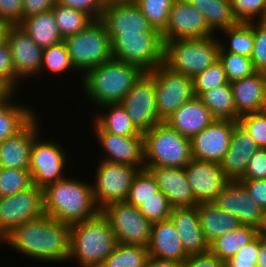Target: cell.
I'll return each instance as SVG.
<instances>
[{
	"label": "cell",
	"instance_id": "obj_1",
	"mask_svg": "<svg viewBox=\"0 0 266 267\" xmlns=\"http://www.w3.org/2000/svg\"><path fill=\"white\" fill-rule=\"evenodd\" d=\"M71 226L47 214L21 224L2 240L11 250L46 263H68Z\"/></svg>",
	"mask_w": 266,
	"mask_h": 267
},
{
	"label": "cell",
	"instance_id": "obj_2",
	"mask_svg": "<svg viewBox=\"0 0 266 267\" xmlns=\"http://www.w3.org/2000/svg\"><path fill=\"white\" fill-rule=\"evenodd\" d=\"M71 177L67 175L43 189L45 214L70 226L101 211L94 200L92 182Z\"/></svg>",
	"mask_w": 266,
	"mask_h": 267
},
{
	"label": "cell",
	"instance_id": "obj_3",
	"mask_svg": "<svg viewBox=\"0 0 266 267\" xmlns=\"http://www.w3.org/2000/svg\"><path fill=\"white\" fill-rule=\"evenodd\" d=\"M144 71L137 65L111 59L78 78L83 96L96 107L120 103Z\"/></svg>",
	"mask_w": 266,
	"mask_h": 267
},
{
	"label": "cell",
	"instance_id": "obj_4",
	"mask_svg": "<svg viewBox=\"0 0 266 267\" xmlns=\"http://www.w3.org/2000/svg\"><path fill=\"white\" fill-rule=\"evenodd\" d=\"M118 244L110 223L101 214L71 225L69 264L100 267ZM74 260V261H73Z\"/></svg>",
	"mask_w": 266,
	"mask_h": 267
},
{
	"label": "cell",
	"instance_id": "obj_5",
	"mask_svg": "<svg viewBox=\"0 0 266 267\" xmlns=\"http://www.w3.org/2000/svg\"><path fill=\"white\" fill-rule=\"evenodd\" d=\"M144 168H185L192 160L190 139L165 122L143 133Z\"/></svg>",
	"mask_w": 266,
	"mask_h": 267
},
{
	"label": "cell",
	"instance_id": "obj_6",
	"mask_svg": "<svg viewBox=\"0 0 266 267\" xmlns=\"http://www.w3.org/2000/svg\"><path fill=\"white\" fill-rule=\"evenodd\" d=\"M218 35L204 39L165 42L164 64L172 71L194 78L219 59Z\"/></svg>",
	"mask_w": 266,
	"mask_h": 267
},
{
	"label": "cell",
	"instance_id": "obj_7",
	"mask_svg": "<svg viewBox=\"0 0 266 267\" xmlns=\"http://www.w3.org/2000/svg\"><path fill=\"white\" fill-rule=\"evenodd\" d=\"M64 42L79 75L113 58L111 39L100 19L94 20L83 31L66 37Z\"/></svg>",
	"mask_w": 266,
	"mask_h": 267
},
{
	"label": "cell",
	"instance_id": "obj_8",
	"mask_svg": "<svg viewBox=\"0 0 266 267\" xmlns=\"http://www.w3.org/2000/svg\"><path fill=\"white\" fill-rule=\"evenodd\" d=\"M111 44L113 59L137 65L144 72L164 63L165 43L161 32L116 35Z\"/></svg>",
	"mask_w": 266,
	"mask_h": 267
},
{
	"label": "cell",
	"instance_id": "obj_9",
	"mask_svg": "<svg viewBox=\"0 0 266 267\" xmlns=\"http://www.w3.org/2000/svg\"><path fill=\"white\" fill-rule=\"evenodd\" d=\"M39 133L33 140L30 152V171L33 185L44 189L49 184L56 183L68 174L64 169L67 166L68 153L60 142L51 138H41ZM44 139V140H42ZM48 139V140H47ZM66 174V175H65Z\"/></svg>",
	"mask_w": 266,
	"mask_h": 267
},
{
	"label": "cell",
	"instance_id": "obj_10",
	"mask_svg": "<svg viewBox=\"0 0 266 267\" xmlns=\"http://www.w3.org/2000/svg\"><path fill=\"white\" fill-rule=\"evenodd\" d=\"M148 73L154 78L157 114L163 122L195 96L192 78L164 63Z\"/></svg>",
	"mask_w": 266,
	"mask_h": 267
},
{
	"label": "cell",
	"instance_id": "obj_11",
	"mask_svg": "<svg viewBox=\"0 0 266 267\" xmlns=\"http://www.w3.org/2000/svg\"><path fill=\"white\" fill-rule=\"evenodd\" d=\"M97 163L92 182L97 207L101 210L108 204L125 201L133 179L140 169L104 160H99Z\"/></svg>",
	"mask_w": 266,
	"mask_h": 267
},
{
	"label": "cell",
	"instance_id": "obj_12",
	"mask_svg": "<svg viewBox=\"0 0 266 267\" xmlns=\"http://www.w3.org/2000/svg\"><path fill=\"white\" fill-rule=\"evenodd\" d=\"M100 212L110 223L118 243L148 246L152 223L138 207L121 201L106 205Z\"/></svg>",
	"mask_w": 266,
	"mask_h": 267
},
{
	"label": "cell",
	"instance_id": "obj_13",
	"mask_svg": "<svg viewBox=\"0 0 266 267\" xmlns=\"http://www.w3.org/2000/svg\"><path fill=\"white\" fill-rule=\"evenodd\" d=\"M43 189L35 185L0 198V244L14 229L44 214Z\"/></svg>",
	"mask_w": 266,
	"mask_h": 267
},
{
	"label": "cell",
	"instance_id": "obj_14",
	"mask_svg": "<svg viewBox=\"0 0 266 267\" xmlns=\"http://www.w3.org/2000/svg\"><path fill=\"white\" fill-rule=\"evenodd\" d=\"M120 104L141 133L163 122L157 114L154 78L148 72L141 75Z\"/></svg>",
	"mask_w": 266,
	"mask_h": 267
},
{
	"label": "cell",
	"instance_id": "obj_15",
	"mask_svg": "<svg viewBox=\"0 0 266 267\" xmlns=\"http://www.w3.org/2000/svg\"><path fill=\"white\" fill-rule=\"evenodd\" d=\"M215 35L204 15L193 8L187 0H175L169 11L165 30L162 32L164 43L173 40L204 39Z\"/></svg>",
	"mask_w": 266,
	"mask_h": 267
},
{
	"label": "cell",
	"instance_id": "obj_16",
	"mask_svg": "<svg viewBox=\"0 0 266 267\" xmlns=\"http://www.w3.org/2000/svg\"><path fill=\"white\" fill-rule=\"evenodd\" d=\"M100 20L105 25L111 40L116 35L160 32L149 24L134 0L108 1Z\"/></svg>",
	"mask_w": 266,
	"mask_h": 267
},
{
	"label": "cell",
	"instance_id": "obj_17",
	"mask_svg": "<svg viewBox=\"0 0 266 267\" xmlns=\"http://www.w3.org/2000/svg\"><path fill=\"white\" fill-rule=\"evenodd\" d=\"M94 136L102 150L100 159L111 163L127 164L144 169V139L143 136H120L102 131L92 122Z\"/></svg>",
	"mask_w": 266,
	"mask_h": 267
},
{
	"label": "cell",
	"instance_id": "obj_18",
	"mask_svg": "<svg viewBox=\"0 0 266 267\" xmlns=\"http://www.w3.org/2000/svg\"><path fill=\"white\" fill-rule=\"evenodd\" d=\"M7 44L12 55L14 72L16 74L17 91L21 80L36 76L39 78L42 64V48L18 25L11 26ZM20 83V84H19Z\"/></svg>",
	"mask_w": 266,
	"mask_h": 267
},
{
	"label": "cell",
	"instance_id": "obj_19",
	"mask_svg": "<svg viewBox=\"0 0 266 267\" xmlns=\"http://www.w3.org/2000/svg\"><path fill=\"white\" fill-rule=\"evenodd\" d=\"M212 202L236 217L241 225L261 229L264 210L251 198L240 181H230Z\"/></svg>",
	"mask_w": 266,
	"mask_h": 267
},
{
	"label": "cell",
	"instance_id": "obj_20",
	"mask_svg": "<svg viewBox=\"0 0 266 267\" xmlns=\"http://www.w3.org/2000/svg\"><path fill=\"white\" fill-rule=\"evenodd\" d=\"M237 121L216 119L191 139L192 158L202 161L221 163Z\"/></svg>",
	"mask_w": 266,
	"mask_h": 267
},
{
	"label": "cell",
	"instance_id": "obj_21",
	"mask_svg": "<svg viewBox=\"0 0 266 267\" xmlns=\"http://www.w3.org/2000/svg\"><path fill=\"white\" fill-rule=\"evenodd\" d=\"M185 176L198 203L212 202L230 182L220 163L194 158L185 167Z\"/></svg>",
	"mask_w": 266,
	"mask_h": 267
},
{
	"label": "cell",
	"instance_id": "obj_22",
	"mask_svg": "<svg viewBox=\"0 0 266 267\" xmlns=\"http://www.w3.org/2000/svg\"><path fill=\"white\" fill-rule=\"evenodd\" d=\"M38 114L14 136L0 142V167L28 170L33 140L41 133L44 124Z\"/></svg>",
	"mask_w": 266,
	"mask_h": 267
},
{
	"label": "cell",
	"instance_id": "obj_23",
	"mask_svg": "<svg viewBox=\"0 0 266 267\" xmlns=\"http://www.w3.org/2000/svg\"><path fill=\"white\" fill-rule=\"evenodd\" d=\"M236 108V121L248 113L266 109V73L252 75L230 82Z\"/></svg>",
	"mask_w": 266,
	"mask_h": 267
},
{
	"label": "cell",
	"instance_id": "obj_24",
	"mask_svg": "<svg viewBox=\"0 0 266 267\" xmlns=\"http://www.w3.org/2000/svg\"><path fill=\"white\" fill-rule=\"evenodd\" d=\"M154 176L160 191L172 208L195 207L196 201L185 176V168H145Z\"/></svg>",
	"mask_w": 266,
	"mask_h": 267
},
{
	"label": "cell",
	"instance_id": "obj_25",
	"mask_svg": "<svg viewBox=\"0 0 266 267\" xmlns=\"http://www.w3.org/2000/svg\"><path fill=\"white\" fill-rule=\"evenodd\" d=\"M259 149L254 139L237 122L234 126L229 149L222 160L221 168L230 181H240L251 156Z\"/></svg>",
	"mask_w": 266,
	"mask_h": 267
},
{
	"label": "cell",
	"instance_id": "obj_26",
	"mask_svg": "<svg viewBox=\"0 0 266 267\" xmlns=\"http://www.w3.org/2000/svg\"><path fill=\"white\" fill-rule=\"evenodd\" d=\"M169 219L173 222L188 256L209 251V244L200 226L196 206L172 208Z\"/></svg>",
	"mask_w": 266,
	"mask_h": 267
},
{
	"label": "cell",
	"instance_id": "obj_27",
	"mask_svg": "<svg viewBox=\"0 0 266 267\" xmlns=\"http://www.w3.org/2000/svg\"><path fill=\"white\" fill-rule=\"evenodd\" d=\"M215 120L201 99L194 96L164 122L182 136L191 139Z\"/></svg>",
	"mask_w": 266,
	"mask_h": 267
},
{
	"label": "cell",
	"instance_id": "obj_28",
	"mask_svg": "<svg viewBox=\"0 0 266 267\" xmlns=\"http://www.w3.org/2000/svg\"><path fill=\"white\" fill-rule=\"evenodd\" d=\"M147 249L149 256L159 259L185 261L188 257L170 219L152 223Z\"/></svg>",
	"mask_w": 266,
	"mask_h": 267
},
{
	"label": "cell",
	"instance_id": "obj_29",
	"mask_svg": "<svg viewBox=\"0 0 266 267\" xmlns=\"http://www.w3.org/2000/svg\"><path fill=\"white\" fill-rule=\"evenodd\" d=\"M196 207L200 226L208 244L241 226L236 217L219 209L213 202L198 203Z\"/></svg>",
	"mask_w": 266,
	"mask_h": 267
},
{
	"label": "cell",
	"instance_id": "obj_30",
	"mask_svg": "<svg viewBox=\"0 0 266 267\" xmlns=\"http://www.w3.org/2000/svg\"><path fill=\"white\" fill-rule=\"evenodd\" d=\"M98 108L92 119L102 131L120 136H143L120 103L104 104Z\"/></svg>",
	"mask_w": 266,
	"mask_h": 267
},
{
	"label": "cell",
	"instance_id": "obj_31",
	"mask_svg": "<svg viewBox=\"0 0 266 267\" xmlns=\"http://www.w3.org/2000/svg\"><path fill=\"white\" fill-rule=\"evenodd\" d=\"M18 26L42 49L64 41L52 10L26 17Z\"/></svg>",
	"mask_w": 266,
	"mask_h": 267
},
{
	"label": "cell",
	"instance_id": "obj_32",
	"mask_svg": "<svg viewBox=\"0 0 266 267\" xmlns=\"http://www.w3.org/2000/svg\"><path fill=\"white\" fill-rule=\"evenodd\" d=\"M187 1L204 15L209 29L215 35H219L221 31L239 23L233 14L231 0Z\"/></svg>",
	"mask_w": 266,
	"mask_h": 267
},
{
	"label": "cell",
	"instance_id": "obj_33",
	"mask_svg": "<svg viewBox=\"0 0 266 267\" xmlns=\"http://www.w3.org/2000/svg\"><path fill=\"white\" fill-rule=\"evenodd\" d=\"M16 96L0 104V142L14 136L37 114L32 105L18 104Z\"/></svg>",
	"mask_w": 266,
	"mask_h": 267
},
{
	"label": "cell",
	"instance_id": "obj_34",
	"mask_svg": "<svg viewBox=\"0 0 266 267\" xmlns=\"http://www.w3.org/2000/svg\"><path fill=\"white\" fill-rule=\"evenodd\" d=\"M258 232L259 230L252 226L241 225L212 241L209 251L224 263L253 240Z\"/></svg>",
	"mask_w": 266,
	"mask_h": 267
},
{
	"label": "cell",
	"instance_id": "obj_35",
	"mask_svg": "<svg viewBox=\"0 0 266 267\" xmlns=\"http://www.w3.org/2000/svg\"><path fill=\"white\" fill-rule=\"evenodd\" d=\"M199 98L215 119L236 121V108L230 82L203 92Z\"/></svg>",
	"mask_w": 266,
	"mask_h": 267
},
{
	"label": "cell",
	"instance_id": "obj_36",
	"mask_svg": "<svg viewBox=\"0 0 266 267\" xmlns=\"http://www.w3.org/2000/svg\"><path fill=\"white\" fill-rule=\"evenodd\" d=\"M222 33H224L225 40L222 39ZM218 37L220 47L225 52L251 57L254 46L253 22H239L237 25L221 31Z\"/></svg>",
	"mask_w": 266,
	"mask_h": 267
},
{
	"label": "cell",
	"instance_id": "obj_37",
	"mask_svg": "<svg viewBox=\"0 0 266 267\" xmlns=\"http://www.w3.org/2000/svg\"><path fill=\"white\" fill-rule=\"evenodd\" d=\"M73 71L75 72L76 70L70 61L68 48L64 41L42 50V64L39 76L49 73V76L58 75L56 78H60V76L64 78L66 73L69 75L71 72L74 73Z\"/></svg>",
	"mask_w": 266,
	"mask_h": 267
},
{
	"label": "cell",
	"instance_id": "obj_38",
	"mask_svg": "<svg viewBox=\"0 0 266 267\" xmlns=\"http://www.w3.org/2000/svg\"><path fill=\"white\" fill-rule=\"evenodd\" d=\"M63 39L83 31L94 19L87 13L56 3L52 8Z\"/></svg>",
	"mask_w": 266,
	"mask_h": 267
},
{
	"label": "cell",
	"instance_id": "obj_39",
	"mask_svg": "<svg viewBox=\"0 0 266 267\" xmlns=\"http://www.w3.org/2000/svg\"><path fill=\"white\" fill-rule=\"evenodd\" d=\"M148 258L146 246L118 243L100 267H144Z\"/></svg>",
	"mask_w": 266,
	"mask_h": 267
},
{
	"label": "cell",
	"instance_id": "obj_40",
	"mask_svg": "<svg viewBox=\"0 0 266 267\" xmlns=\"http://www.w3.org/2000/svg\"><path fill=\"white\" fill-rule=\"evenodd\" d=\"M160 191L154 176L147 169H141L133 179L126 202L139 207L145 200L158 197Z\"/></svg>",
	"mask_w": 266,
	"mask_h": 267
},
{
	"label": "cell",
	"instance_id": "obj_41",
	"mask_svg": "<svg viewBox=\"0 0 266 267\" xmlns=\"http://www.w3.org/2000/svg\"><path fill=\"white\" fill-rule=\"evenodd\" d=\"M32 186L29 170L0 167V198L13 196Z\"/></svg>",
	"mask_w": 266,
	"mask_h": 267
},
{
	"label": "cell",
	"instance_id": "obj_42",
	"mask_svg": "<svg viewBox=\"0 0 266 267\" xmlns=\"http://www.w3.org/2000/svg\"><path fill=\"white\" fill-rule=\"evenodd\" d=\"M219 61L223 64L228 82L248 77L256 72L250 57L219 50Z\"/></svg>",
	"mask_w": 266,
	"mask_h": 267
},
{
	"label": "cell",
	"instance_id": "obj_43",
	"mask_svg": "<svg viewBox=\"0 0 266 267\" xmlns=\"http://www.w3.org/2000/svg\"><path fill=\"white\" fill-rule=\"evenodd\" d=\"M175 0H134L149 24L161 33L165 30L169 11Z\"/></svg>",
	"mask_w": 266,
	"mask_h": 267
},
{
	"label": "cell",
	"instance_id": "obj_44",
	"mask_svg": "<svg viewBox=\"0 0 266 267\" xmlns=\"http://www.w3.org/2000/svg\"><path fill=\"white\" fill-rule=\"evenodd\" d=\"M192 81L194 95L197 97L205 91L228 83L223 64L219 59L192 78Z\"/></svg>",
	"mask_w": 266,
	"mask_h": 267
},
{
	"label": "cell",
	"instance_id": "obj_45",
	"mask_svg": "<svg viewBox=\"0 0 266 267\" xmlns=\"http://www.w3.org/2000/svg\"><path fill=\"white\" fill-rule=\"evenodd\" d=\"M231 5L238 22L263 21L266 0H231Z\"/></svg>",
	"mask_w": 266,
	"mask_h": 267
},
{
	"label": "cell",
	"instance_id": "obj_46",
	"mask_svg": "<svg viewBox=\"0 0 266 267\" xmlns=\"http://www.w3.org/2000/svg\"><path fill=\"white\" fill-rule=\"evenodd\" d=\"M237 122L254 139L259 148L266 149V109L242 115Z\"/></svg>",
	"mask_w": 266,
	"mask_h": 267
},
{
	"label": "cell",
	"instance_id": "obj_47",
	"mask_svg": "<svg viewBox=\"0 0 266 267\" xmlns=\"http://www.w3.org/2000/svg\"><path fill=\"white\" fill-rule=\"evenodd\" d=\"M138 208L151 223L169 219L172 209L167 197L161 191L158 192V197L145 200Z\"/></svg>",
	"mask_w": 266,
	"mask_h": 267
},
{
	"label": "cell",
	"instance_id": "obj_48",
	"mask_svg": "<svg viewBox=\"0 0 266 267\" xmlns=\"http://www.w3.org/2000/svg\"><path fill=\"white\" fill-rule=\"evenodd\" d=\"M254 46L251 54L252 63L256 71L266 73V23L253 22Z\"/></svg>",
	"mask_w": 266,
	"mask_h": 267
},
{
	"label": "cell",
	"instance_id": "obj_49",
	"mask_svg": "<svg viewBox=\"0 0 266 267\" xmlns=\"http://www.w3.org/2000/svg\"><path fill=\"white\" fill-rule=\"evenodd\" d=\"M260 250V232L233 257L224 262L226 267H256Z\"/></svg>",
	"mask_w": 266,
	"mask_h": 267
},
{
	"label": "cell",
	"instance_id": "obj_50",
	"mask_svg": "<svg viewBox=\"0 0 266 267\" xmlns=\"http://www.w3.org/2000/svg\"><path fill=\"white\" fill-rule=\"evenodd\" d=\"M63 6L81 10L89 14L94 20L101 18L108 0H57Z\"/></svg>",
	"mask_w": 266,
	"mask_h": 267
},
{
	"label": "cell",
	"instance_id": "obj_51",
	"mask_svg": "<svg viewBox=\"0 0 266 267\" xmlns=\"http://www.w3.org/2000/svg\"><path fill=\"white\" fill-rule=\"evenodd\" d=\"M266 179V149L259 148L249 159L241 180Z\"/></svg>",
	"mask_w": 266,
	"mask_h": 267
},
{
	"label": "cell",
	"instance_id": "obj_52",
	"mask_svg": "<svg viewBox=\"0 0 266 267\" xmlns=\"http://www.w3.org/2000/svg\"><path fill=\"white\" fill-rule=\"evenodd\" d=\"M0 20L19 25L23 20V0H0Z\"/></svg>",
	"mask_w": 266,
	"mask_h": 267
},
{
	"label": "cell",
	"instance_id": "obj_53",
	"mask_svg": "<svg viewBox=\"0 0 266 267\" xmlns=\"http://www.w3.org/2000/svg\"><path fill=\"white\" fill-rule=\"evenodd\" d=\"M0 78L5 80L16 92V74L14 72L12 55L6 43L0 47Z\"/></svg>",
	"mask_w": 266,
	"mask_h": 267
},
{
	"label": "cell",
	"instance_id": "obj_54",
	"mask_svg": "<svg viewBox=\"0 0 266 267\" xmlns=\"http://www.w3.org/2000/svg\"><path fill=\"white\" fill-rule=\"evenodd\" d=\"M251 198L265 211L266 210V179L240 180Z\"/></svg>",
	"mask_w": 266,
	"mask_h": 267
},
{
	"label": "cell",
	"instance_id": "obj_55",
	"mask_svg": "<svg viewBox=\"0 0 266 267\" xmlns=\"http://www.w3.org/2000/svg\"><path fill=\"white\" fill-rule=\"evenodd\" d=\"M224 263L210 251L189 255L183 267H223Z\"/></svg>",
	"mask_w": 266,
	"mask_h": 267
},
{
	"label": "cell",
	"instance_id": "obj_56",
	"mask_svg": "<svg viewBox=\"0 0 266 267\" xmlns=\"http://www.w3.org/2000/svg\"><path fill=\"white\" fill-rule=\"evenodd\" d=\"M57 0H23V19L52 10Z\"/></svg>",
	"mask_w": 266,
	"mask_h": 267
},
{
	"label": "cell",
	"instance_id": "obj_57",
	"mask_svg": "<svg viewBox=\"0 0 266 267\" xmlns=\"http://www.w3.org/2000/svg\"><path fill=\"white\" fill-rule=\"evenodd\" d=\"M183 266H184V261H172L149 256L144 267H183Z\"/></svg>",
	"mask_w": 266,
	"mask_h": 267
},
{
	"label": "cell",
	"instance_id": "obj_58",
	"mask_svg": "<svg viewBox=\"0 0 266 267\" xmlns=\"http://www.w3.org/2000/svg\"><path fill=\"white\" fill-rule=\"evenodd\" d=\"M17 93L5 80L0 78V104L10 100Z\"/></svg>",
	"mask_w": 266,
	"mask_h": 267
},
{
	"label": "cell",
	"instance_id": "obj_59",
	"mask_svg": "<svg viewBox=\"0 0 266 267\" xmlns=\"http://www.w3.org/2000/svg\"><path fill=\"white\" fill-rule=\"evenodd\" d=\"M256 267H266V234L260 232V250Z\"/></svg>",
	"mask_w": 266,
	"mask_h": 267
},
{
	"label": "cell",
	"instance_id": "obj_60",
	"mask_svg": "<svg viewBox=\"0 0 266 267\" xmlns=\"http://www.w3.org/2000/svg\"><path fill=\"white\" fill-rule=\"evenodd\" d=\"M12 25L0 20V47L7 43V36Z\"/></svg>",
	"mask_w": 266,
	"mask_h": 267
},
{
	"label": "cell",
	"instance_id": "obj_61",
	"mask_svg": "<svg viewBox=\"0 0 266 267\" xmlns=\"http://www.w3.org/2000/svg\"><path fill=\"white\" fill-rule=\"evenodd\" d=\"M259 232L266 234V210L264 211L263 225H262L261 229L259 230Z\"/></svg>",
	"mask_w": 266,
	"mask_h": 267
},
{
	"label": "cell",
	"instance_id": "obj_62",
	"mask_svg": "<svg viewBox=\"0 0 266 267\" xmlns=\"http://www.w3.org/2000/svg\"><path fill=\"white\" fill-rule=\"evenodd\" d=\"M263 22L266 23V10H265V15H264V18H263Z\"/></svg>",
	"mask_w": 266,
	"mask_h": 267
},
{
	"label": "cell",
	"instance_id": "obj_63",
	"mask_svg": "<svg viewBox=\"0 0 266 267\" xmlns=\"http://www.w3.org/2000/svg\"><path fill=\"white\" fill-rule=\"evenodd\" d=\"M108 1H127V0H108Z\"/></svg>",
	"mask_w": 266,
	"mask_h": 267
}]
</instances>
